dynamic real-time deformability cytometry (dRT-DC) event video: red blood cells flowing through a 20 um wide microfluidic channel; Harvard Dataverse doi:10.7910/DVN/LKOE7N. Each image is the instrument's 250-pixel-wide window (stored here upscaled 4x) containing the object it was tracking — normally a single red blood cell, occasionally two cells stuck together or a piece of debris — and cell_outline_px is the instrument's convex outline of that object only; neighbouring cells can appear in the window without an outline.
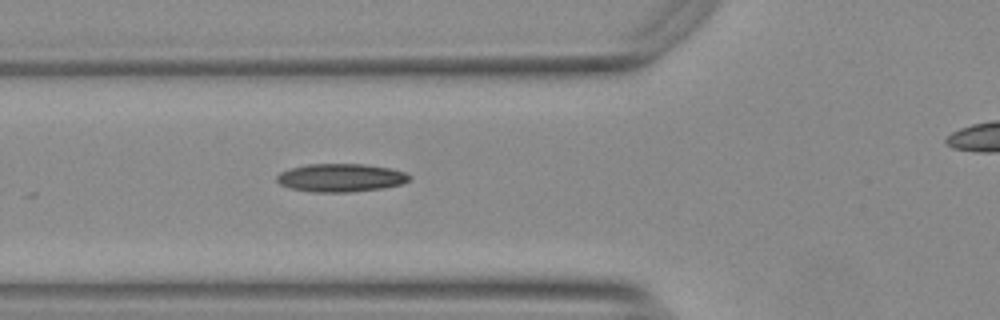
{"species": "Egyptian fruit bat (a non-hibernating species)", "species_latin": "Rousettus aegyptiacus", "temperature_condition": "warm", "stored_images_in_passage": 24, "camera_frame_rate_fps": 3000, "um_per_image_px": 0.085, "animal": {"sex": "female"}, "frame": {"image": 1, "passage_image": 19, "time_ms": 6.0, "image_size_px": [1000, 320], "cell_outline_px": [[412, 180], [400, 184], [384, 188], [348, 192], [312, 192], [292, 188], [280, 184], [276, 180], [276, 176], [280, 172], [292, 168], [308, 164], [364, 164], [392, 168], [404, 172], [412, 176]], "centroid_in_image_um": [29.0, 15.1], "position_along_channel_um": 96.8, "area_um2": 21.79}}
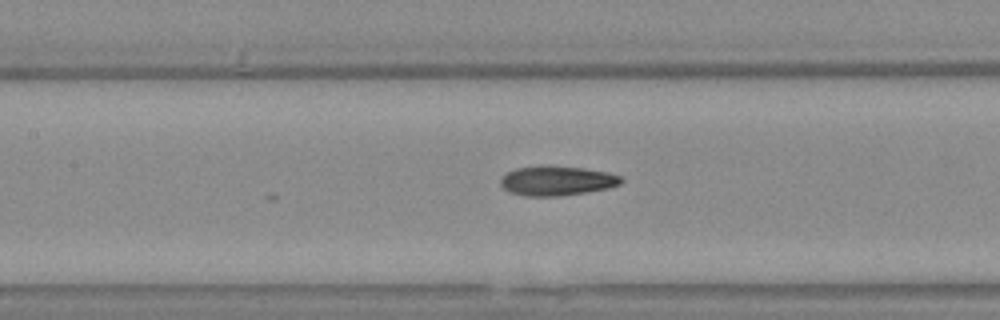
{"frame": {"image": 2, "passage_image": 24, "time_ms": 7.667, "image_size_px": [1000, 320], "cell_outline_px": [[624, 180], [620, 184], [608, 188], [560, 196], [524, 196], [508, 192], [500, 184], [500, 176], [504, 172], [516, 168], [584, 168], [608, 172], [620, 176]], "centroid_in_image_um": [47.3, 15.4], "position_along_channel_um": 160.1, "area_um2": 20.23}}